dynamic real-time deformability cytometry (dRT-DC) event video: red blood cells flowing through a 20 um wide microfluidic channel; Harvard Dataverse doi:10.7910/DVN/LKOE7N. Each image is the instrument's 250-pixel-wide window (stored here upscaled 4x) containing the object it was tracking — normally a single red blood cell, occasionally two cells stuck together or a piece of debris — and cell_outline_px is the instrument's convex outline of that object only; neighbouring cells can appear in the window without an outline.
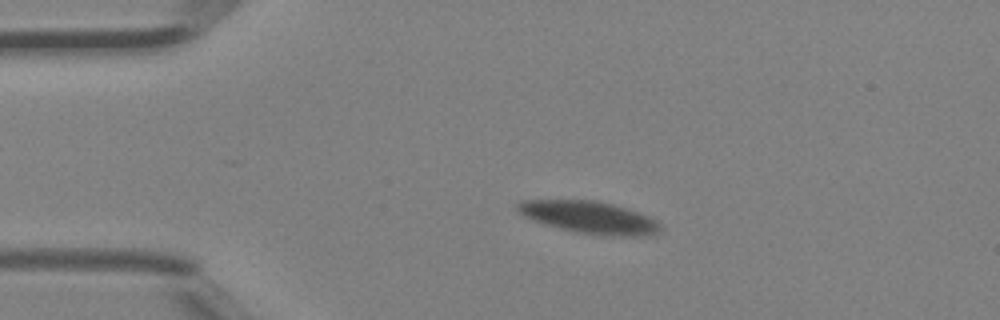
{"species": "Egyptian fruit bat (a non-hibernating species)", "species_latin": "Rousettus aegyptiacus", "temperature_condition": "room temperature", "stored_images_in_passage": 7, "camera_frame_rate_fps": 3000, "um_per_image_px": 0.085, "animal": {"sex": "female"}, "frame": {"image": 1, "passage_image": 5, "time_ms": 1.333, "image_size_px": [1000, 320], "cell_outline_px": [[664, 228], [660, 232], [648, 236], [604, 236], [576, 232], [560, 228], [524, 216], [516, 212], [516, 204], [520, 200], [596, 200], [612, 204], [640, 212], [656, 220]], "centroid_in_image_um": [50.15, 18.48], "position_along_channel_um": 34.9, "area_um2": 26.99}}